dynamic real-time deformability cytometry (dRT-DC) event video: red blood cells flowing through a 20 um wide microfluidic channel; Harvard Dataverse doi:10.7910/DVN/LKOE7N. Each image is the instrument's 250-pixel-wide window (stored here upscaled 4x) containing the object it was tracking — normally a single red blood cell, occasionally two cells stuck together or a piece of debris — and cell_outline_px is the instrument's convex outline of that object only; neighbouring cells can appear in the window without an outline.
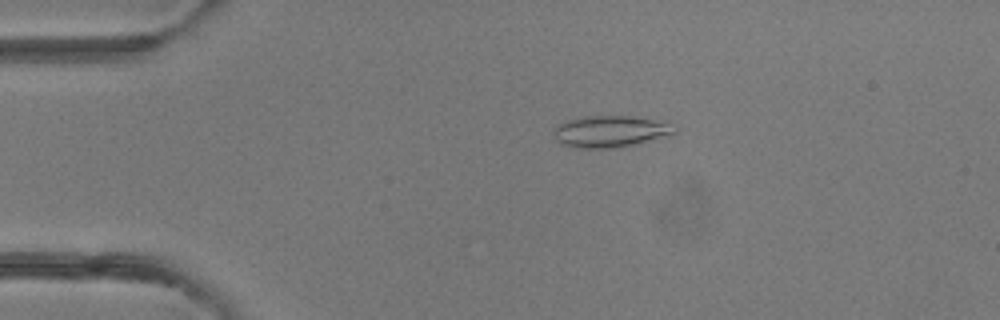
{"species": "common noctule bat (a hibernating species)", "species_latin": "Nyctalus noctula", "temperature_condition": "room temperature", "stored_images_in_passage": 3, "camera_frame_rate_fps": 3000, "um_per_image_px": 0.085, "animal": {"sex": "female"}, "frame": {"image": 1, "passage_image": 2, "time_ms": 1.0, "image_size_px": [1000, 320], "cell_outline_px": [[676, 132], [636, 144], [620, 148], [576, 148], [560, 144], [556, 140], [552, 132], [552, 128], [556, 124], [568, 120], [584, 116], [628, 116], [652, 120], [664, 124]], "centroid_in_image_um": [51.67, 11.19], "position_along_channel_um": 33.3, "area_um2": 21.85}}